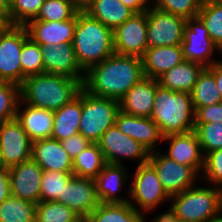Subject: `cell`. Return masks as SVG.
<instances>
[{"label":"cell","mask_w":222,"mask_h":222,"mask_svg":"<svg viewBox=\"0 0 222 222\" xmlns=\"http://www.w3.org/2000/svg\"><path fill=\"white\" fill-rule=\"evenodd\" d=\"M143 77L140 57L114 53L85 72L82 88L93 96L119 101Z\"/></svg>","instance_id":"cell-1"},{"label":"cell","mask_w":222,"mask_h":222,"mask_svg":"<svg viewBox=\"0 0 222 222\" xmlns=\"http://www.w3.org/2000/svg\"><path fill=\"white\" fill-rule=\"evenodd\" d=\"M81 89L79 80L43 73L24 79L20 85V97L24 104L56 111L76 98Z\"/></svg>","instance_id":"cell-2"},{"label":"cell","mask_w":222,"mask_h":222,"mask_svg":"<svg viewBox=\"0 0 222 222\" xmlns=\"http://www.w3.org/2000/svg\"><path fill=\"white\" fill-rule=\"evenodd\" d=\"M72 45L77 61L85 72L115 53L113 30L84 10L76 14Z\"/></svg>","instance_id":"cell-3"},{"label":"cell","mask_w":222,"mask_h":222,"mask_svg":"<svg viewBox=\"0 0 222 222\" xmlns=\"http://www.w3.org/2000/svg\"><path fill=\"white\" fill-rule=\"evenodd\" d=\"M194 108L191 94L172 91L158 84L151 119L158 125L162 137L194 130Z\"/></svg>","instance_id":"cell-4"},{"label":"cell","mask_w":222,"mask_h":222,"mask_svg":"<svg viewBox=\"0 0 222 222\" xmlns=\"http://www.w3.org/2000/svg\"><path fill=\"white\" fill-rule=\"evenodd\" d=\"M195 185L170 197L166 210L176 219L188 222H209L220 212V189L205 183Z\"/></svg>","instance_id":"cell-5"},{"label":"cell","mask_w":222,"mask_h":222,"mask_svg":"<svg viewBox=\"0 0 222 222\" xmlns=\"http://www.w3.org/2000/svg\"><path fill=\"white\" fill-rule=\"evenodd\" d=\"M119 111V101L93 96L82 88L79 133L91 143H97L101 136L115 124Z\"/></svg>","instance_id":"cell-6"},{"label":"cell","mask_w":222,"mask_h":222,"mask_svg":"<svg viewBox=\"0 0 222 222\" xmlns=\"http://www.w3.org/2000/svg\"><path fill=\"white\" fill-rule=\"evenodd\" d=\"M132 175L131 184H127L129 203L137 211L146 215L154 212L159 205L170 201V196L162 187L154 168L147 162L137 165ZM129 186V187H128Z\"/></svg>","instance_id":"cell-7"},{"label":"cell","mask_w":222,"mask_h":222,"mask_svg":"<svg viewBox=\"0 0 222 222\" xmlns=\"http://www.w3.org/2000/svg\"><path fill=\"white\" fill-rule=\"evenodd\" d=\"M148 163L154 168L162 187L171 197L181 193L201 181V176L190 166L181 165L169 159L161 150L150 152Z\"/></svg>","instance_id":"cell-8"},{"label":"cell","mask_w":222,"mask_h":222,"mask_svg":"<svg viewBox=\"0 0 222 222\" xmlns=\"http://www.w3.org/2000/svg\"><path fill=\"white\" fill-rule=\"evenodd\" d=\"M107 164L124 165V159L142 165L148 162L150 152L138 141L123 134L118 126H111L97 142Z\"/></svg>","instance_id":"cell-9"},{"label":"cell","mask_w":222,"mask_h":222,"mask_svg":"<svg viewBox=\"0 0 222 222\" xmlns=\"http://www.w3.org/2000/svg\"><path fill=\"white\" fill-rule=\"evenodd\" d=\"M28 37L25 26H5L0 31V80L22 84L20 55Z\"/></svg>","instance_id":"cell-10"},{"label":"cell","mask_w":222,"mask_h":222,"mask_svg":"<svg viewBox=\"0 0 222 222\" xmlns=\"http://www.w3.org/2000/svg\"><path fill=\"white\" fill-rule=\"evenodd\" d=\"M186 19L150 5L147 10L148 48L181 45Z\"/></svg>","instance_id":"cell-11"},{"label":"cell","mask_w":222,"mask_h":222,"mask_svg":"<svg viewBox=\"0 0 222 222\" xmlns=\"http://www.w3.org/2000/svg\"><path fill=\"white\" fill-rule=\"evenodd\" d=\"M181 47L185 61L197 62L204 67L218 62L212 57L213 52H219V47L209 37L208 30L198 16L186 19Z\"/></svg>","instance_id":"cell-12"},{"label":"cell","mask_w":222,"mask_h":222,"mask_svg":"<svg viewBox=\"0 0 222 222\" xmlns=\"http://www.w3.org/2000/svg\"><path fill=\"white\" fill-rule=\"evenodd\" d=\"M114 51L119 55L142 57L148 48L147 11L135 13L113 30Z\"/></svg>","instance_id":"cell-13"},{"label":"cell","mask_w":222,"mask_h":222,"mask_svg":"<svg viewBox=\"0 0 222 222\" xmlns=\"http://www.w3.org/2000/svg\"><path fill=\"white\" fill-rule=\"evenodd\" d=\"M31 151L32 141L16 118L0 122V152L6 168L31 159Z\"/></svg>","instance_id":"cell-14"},{"label":"cell","mask_w":222,"mask_h":222,"mask_svg":"<svg viewBox=\"0 0 222 222\" xmlns=\"http://www.w3.org/2000/svg\"><path fill=\"white\" fill-rule=\"evenodd\" d=\"M44 73L63 75L82 84L85 71L80 67L72 43L41 45Z\"/></svg>","instance_id":"cell-15"},{"label":"cell","mask_w":222,"mask_h":222,"mask_svg":"<svg viewBox=\"0 0 222 222\" xmlns=\"http://www.w3.org/2000/svg\"><path fill=\"white\" fill-rule=\"evenodd\" d=\"M59 202L85 219L100 204L95 179L73 175L64 185Z\"/></svg>","instance_id":"cell-16"},{"label":"cell","mask_w":222,"mask_h":222,"mask_svg":"<svg viewBox=\"0 0 222 222\" xmlns=\"http://www.w3.org/2000/svg\"><path fill=\"white\" fill-rule=\"evenodd\" d=\"M11 196L40 202L43 169L31 158L8 169Z\"/></svg>","instance_id":"cell-17"},{"label":"cell","mask_w":222,"mask_h":222,"mask_svg":"<svg viewBox=\"0 0 222 222\" xmlns=\"http://www.w3.org/2000/svg\"><path fill=\"white\" fill-rule=\"evenodd\" d=\"M162 141L169 142L168 151L163 152L165 156L181 165L192 167L201 176L204 169V155L194 130L165 136Z\"/></svg>","instance_id":"cell-18"},{"label":"cell","mask_w":222,"mask_h":222,"mask_svg":"<svg viewBox=\"0 0 222 222\" xmlns=\"http://www.w3.org/2000/svg\"><path fill=\"white\" fill-rule=\"evenodd\" d=\"M115 124L123 134L138 141L149 152L160 150L156 147L163 143V137L158 125L151 118L128 115L119 111Z\"/></svg>","instance_id":"cell-19"},{"label":"cell","mask_w":222,"mask_h":222,"mask_svg":"<svg viewBox=\"0 0 222 222\" xmlns=\"http://www.w3.org/2000/svg\"><path fill=\"white\" fill-rule=\"evenodd\" d=\"M155 94L156 79L143 77L119 100V109L128 115L150 118Z\"/></svg>","instance_id":"cell-20"},{"label":"cell","mask_w":222,"mask_h":222,"mask_svg":"<svg viewBox=\"0 0 222 222\" xmlns=\"http://www.w3.org/2000/svg\"><path fill=\"white\" fill-rule=\"evenodd\" d=\"M75 26L76 15L66 21L30 20L25 25L29 37L40 46L72 43Z\"/></svg>","instance_id":"cell-21"},{"label":"cell","mask_w":222,"mask_h":222,"mask_svg":"<svg viewBox=\"0 0 222 222\" xmlns=\"http://www.w3.org/2000/svg\"><path fill=\"white\" fill-rule=\"evenodd\" d=\"M31 158L43 170L73 172V159L59 140L47 138L32 142Z\"/></svg>","instance_id":"cell-22"},{"label":"cell","mask_w":222,"mask_h":222,"mask_svg":"<svg viewBox=\"0 0 222 222\" xmlns=\"http://www.w3.org/2000/svg\"><path fill=\"white\" fill-rule=\"evenodd\" d=\"M128 172L129 170L125 165L106 164L103 167L95 178L97 197L101 203H125L129 201V197L118 195L124 185L129 182Z\"/></svg>","instance_id":"cell-23"},{"label":"cell","mask_w":222,"mask_h":222,"mask_svg":"<svg viewBox=\"0 0 222 222\" xmlns=\"http://www.w3.org/2000/svg\"><path fill=\"white\" fill-rule=\"evenodd\" d=\"M141 60L144 77L154 79L185 61L181 45L147 48Z\"/></svg>","instance_id":"cell-24"},{"label":"cell","mask_w":222,"mask_h":222,"mask_svg":"<svg viewBox=\"0 0 222 222\" xmlns=\"http://www.w3.org/2000/svg\"><path fill=\"white\" fill-rule=\"evenodd\" d=\"M16 119L20 122L32 142L51 138L53 111L36 108L28 104L24 106V102L20 99Z\"/></svg>","instance_id":"cell-25"},{"label":"cell","mask_w":222,"mask_h":222,"mask_svg":"<svg viewBox=\"0 0 222 222\" xmlns=\"http://www.w3.org/2000/svg\"><path fill=\"white\" fill-rule=\"evenodd\" d=\"M82 115V89L70 103L53 111V129L51 138L63 141L79 133V124Z\"/></svg>","instance_id":"cell-26"},{"label":"cell","mask_w":222,"mask_h":222,"mask_svg":"<svg viewBox=\"0 0 222 222\" xmlns=\"http://www.w3.org/2000/svg\"><path fill=\"white\" fill-rule=\"evenodd\" d=\"M205 67L197 62L184 61L157 78L158 84L166 89L191 93L200 73Z\"/></svg>","instance_id":"cell-27"},{"label":"cell","mask_w":222,"mask_h":222,"mask_svg":"<svg viewBox=\"0 0 222 222\" xmlns=\"http://www.w3.org/2000/svg\"><path fill=\"white\" fill-rule=\"evenodd\" d=\"M84 11L112 30L135 14L120 0H93Z\"/></svg>","instance_id":"cell-28"},{"label":"cell","mask_w":222,"mask_h":222,"mask_svg":"<svg viewBox=\"0 0 222 222\" xmlns=\"http://www.w3.org/2000/svg\"><path fill=\"white\" fill-rule=\"evenodd\" d=\"M142 212L129 202L101 203L86 218V222H148Z\"/></svg>","instance_id":"cell-29"},{"label":"cell","mask_w":222,"mask_h":222,"mask_svg":"<svg viewBox=\"0 0 222 222\" xmlns=\"http://www.w3.org/2000/svg\"><path fill=\"white\" fill-rule=\"evenodd\" d=\"M97 143H91L73 159V175L95 179L106 165Z\"/></svg>","instance_id":"cell-30"},{"label":"cell","mask_w":222,"mask_h":222,"mask_svg":"<svg viewBox=\"0 0 222 222\" xmlns=\"http://www.w3.org/2000/svg\"><path fill=\"white\" fill-rule=\"evenodd\" d=\"M190 94L194 111L199 107L222 102L214 75L207 67L200 73Z\"/></svg>","instance_id":"cell-31"},{"label":"cell","mask_w":222,"mask_h":222,"mask_svg":"<svg viewBox=\"0 0 222 222\" xmlns=\"http://www.w3.org/2000/svg\"><path fill=\"white\" fill-rule=\"evenodd\" d=\"M36 205L10 196L0 204V222H35Z\"/></svg>","instance_id":"cell-32"},{"label":"cell","mask_w":222,"mask_h":222,"mask_svg":"<svg viewBox=\"0 0 222 222\" xmlns=\"http://www.w3.org/2000/svg\"><path fill=\"white\" fill-rule=\"evenodd\" d=\"M80 219L72 209L57 201H40L36 205L35 222H78Z\"/></svg>","instance_id":"cell-33"},{"label":"cell","mask_w":222,"mask_h":222,"mask_svg":"<svg viewBox=\"0 0 222 222\" xmlns=\"http://www.w3.org/2000/svg\"><path fill=\"white\" fill-rule=\"evenodd\" d=\"M209 32V37L219 47H222V5L212 0H204L197 15Z\"/></svg>","instance_id":"cell-34"},{"label":"cell","mask_w":222,"mask_h":222,"mask_svg":"<svg viewBox=\"0 0 222 222\" xmlns=\"http://www.w3.org/2000/svg\"><path fill=\"white\" fill-rule=\"evenodd\" d=\"M20 63L22 70V83L28 76L44 73L41 46L35 43L30 37H28L23 43Z\"/></svg>","instance_id":"cell-35"},{"label":"cell","mask_w":222,"mask_h":222,"mask_svg":"<svg viewBox=\"0 0 222 222\" xmlns=\"http://www.w3.org/2000/svg\"><path fill=\"white\" fill-rule=\"evenodd\" d=\"M72 176L73 172L43 170L40 201L59 202L62 199L64 185Z\"/></svg>","instance_id":"cell-36"},{"label":"cell","mask_w":222,"mask_h":222,"mask_svg":"<svg viewBox=\"0 0 222 222\" xmlns=\"http://www.w3.org/2000/svg\"><path fill=\"white\" fill-rule=\"evenodd\" d=\"M79 9L72 0H45L35 19L44 21H66L72 19Z\"/></svg>","instance_id":"cell-37"},{"label":"cell","mask_w":222,"mask_h":222,"mask_svg":"<svg viewBox=\"0 0 222 222\" xmlns=\"http://www.w3.org/2000/svg\"><path fill=\"white\" fill-rule=\"evenodd\" d=\"M194 131L204 156L222 148V122L194 123Z\"/></svg>","instance_id":"cell-38"},{"label":"cell","mask_w":222,"mask_h":222,"mask_svg":"<svg viewBox=\"0 0 222 222\" xmlns=\"http://www.w3.org/2000/svg\"><path fill=\"white\" fill-rule=\"evenodd\" d=\"M20 99V85L0 80V122L16 118Z\"/></svg>","instance_id":"cell-39"},{"label":"cell","mask_w":222,"mask_h":222,"mask_svg":"<svg viewBox=\"0 0 222 222\" xmlns=\"http://www.w3.org/2000/svg\"><path fill=\"white\" fill-rule=\"evenodd\" d=\"M45 0H14L10 5L11 25L25 26L35 19Z\"/></svg>","instance_id":"cell-40"},{"label":"cell","mask_w":222,"mask_h":222,"mask_svg":"<svg viewBox=\"0 0 222 222\" xmlns=\"http://www.w3.org/2000/svg\"><path fill=\"white\" fill-rule=\"evenodd\" d=\"M204 0H156L153 4L162 11L182 16L185 19L196 17Z\"/></svg>","instance_id":"cell-41"},{"label":"cell","mask_w":222,"mask_h":222,"mask_svg":"<svg viewBox=\"0 0 222 222\" xmlns=\"http://www.w3.org/2000/svg\"><path fill=\"white\" fill-rule=\"evenodd\" d=\"M200 179L214 187L222 186V148L204 156V169Z\"/></svg>","instance_id":"cell-42"},{"label":"cell","mask_w":222,"mask_h":222,"mask_svg":"<svg viewBox=\"0 0 222 222\" xmlns=\"http://www.w3.org/2000/svg\"><path fill=\"white\" fill-rule=\"evenodd\" d=\"M222 122V102L199 107L194 113V123Z\"/></svg>","instance_id":"cell-43"},{"label":"cell","mask_w":222,"mask_h":222,"mask_svg":"<svg viewBox=\"0 0 222 222\" xmlns=\"http://www.w3.org/2000/svg\"><path fill=\"white\" fill-rule=\"evenodd\" d=\"M61 144L68 155L74 159L80 152L85 150L91 142L80 133H77L61 141Z\"/></svg>","instance_id":"cell-44"},{"label":"cell","mask_w":222,"mask_h":222,"mask_svg":"<svg viewBox=\"0 0 222 222\" xmlns=\"http://www.w3.org/2000/svg\"><path fill=\"white\" fill-rule=\"evenodd\" d=\"M11 196L8 169L0 170V204Z\"/></svg>","instance_id":"cell-45"},{"label":"cell","mask_w":222,"mask_h":222,"mask_svg":"<svg viewBox=\"0 0 222 222\" xmlns=\"http://www.w3.org/2000/svg\"><path fill=\"white\" fill-rule=\"evenodd\" d=\"M125 6L135 13H143L148 10L149 4L145 0H120Z\"/></svg>","instance_id":"cell-46"},{"label":"cell","mask_w":222,"mask_h":222,"mask_svg":"<svg viewBox=\"0 0 222 222\" xmlns=\"http://www.w3.org/2000/svg\"><path fill=\"white\" fill-rule=\"evenodd\" d=\"M214 75L217 88L220 92L221 101H222V65L219 62L207 67Z\"/></svg>","instance_id":"cell-47"},{"label":"cell","mask_w":222,"mask_h":222,"mask_svg":"<svg viewBox=\"0 0 222 222\" xmlns=\"http://www.w3.org/2000/svg\"><path fill=\"white\" fill-rule=\"evenodd\" d=\"M0 21L5 26H11L10 6L5 0H0Z\"/></svg>","instance_id":"cell-48"},{"label":"cell","mask_w":222,"mask_h":222,"mask_svg":"<svg viewBox=\"0 0 222 222\" xmlns=\"http://www.w3.org/2000/svg\"><path fill=\"white\" fill-rule=\"evenodd\" d=\"M156 212V215H154V217H152V221L150 219L149 222H188V221H182L179 219H176L175 217H173L171 214H169L167 211L163 212L162 214H158Z\"/></svg>","instance_id":"cell-49"},{"label":"cell","mask_w":222,"mask_h":222,"mask_svg":"<svg viewBox=\"0 0 222 222\" xmlns=\"http://www.w3.org/2000/svg\"><path fill=\"white\" fill-rule=\"evenodd\" d=\"M93 0H72L73 4L79 9L84 10Z\"/></svg>","instance_id":"cell-50"},{"label":"cell","mask_w":222,"mask_h":222,"mask_svg":"<svg viewBox=\"0 0 222 222\" xmlns=\"http://www.w3.org/2000/svg\"><path fill=\"white\" fill-rule=\"evenodd\" d=\"M209 222H222V213L219 212L214 218H212Z\"/></svg>","instance_id":"cell-51"},{"label":"cell","mask_w":222,"mask_h":222,"mask_svg":"<svg viewBox=\"0 0 222 222\" xmlns=\"http://www.w3.org/2000/svg\"><path fill=\"white\" fill-rule=\"evenodd\" d=\"M2 169H8V168L5 167L2 156H1V152H0V170Z\"/></svg>","instance_id":"cell-52"},{"label":"cell","mask_w":222,"mask_h":222,"mask_svg":"<svg viewBox=\"0 0 222 222\" xmlns=\"http://www.w3.org/2000/svg\"><path fill=\"white\" fill-rule=\"evenodd\" d=\"M219 189H220V212L222 213V186Z\"/></svg>","instance_id":"cell-53"},{"label":"cell","mask_w":222,"mask_h":222,"mask_svg":"<svg viewBox=\"0 0 222 222\" xmlns=\"http://www.w3.org/2000/svg\"><path fill=\"white\" fill-rule=\"evenodd\" d=\"M218 54L222 55V47L219 48V53ZM221 58H222V56H221ZM218 62L222 65V59L221 60L218 59Z\"/></svg>","instance_id":"cell-54"},{"label":"cell","mask_w":222,"mask_h":222,"mask_svg":"<svg viewBox=\"0 0 222 222\" xmlns=\"http://www.w3.org/2000/svg\"><path fill=\"white\" fill-rule=\"evenodd\" d=\"M149 5H153L155 2H156V0H145Z\"/></svg>","instance_id":"cell-55"},{"label":"cell","mask_w":222,"mask_h":222,"mask_svg":"<svg viewBox=\"0 0 222 222\" xmlns=\"http://www.w3.org/2000/svg\"><path fill=\"white\" fill-rule=\"evenodd\" d=\"M212 1L222 5V0H212Z\"/></svg>","instance_id":"cell-56"},{"label":"cell","mask_w":222,"mask_h":222,"mask_svg":"<svg viewBox=\"0 0 222 222\" xmlns=\"http://www.w3.org/2000/svg\"><path fill=\"white\" fill-rule=\"evenodd\" d=\"M5 27V25L0 21V31Z\"/></svg>","instance_id":"cell-57"},{"label":"cell","mask_w":222,"mask_h":222,"mask_svg":"<svg viewBox=\"0 0 222 222\" xmlns=\"http://www.w3.org/2000/svg\"><path fill=\"white\" fill-rule=\"evenodd\" d=\"M5 1H6V2L9 4V6H10L14 0H5Z\"/></svg>","instance_id":"cell-58"},{"label":"cell","mask_w":222,"mask_h":222,"mask_svg":"<svg viewBox=\"0 0 222 222\" xmlns=\"http://www.w3.org/2000/svg\"><path fill=\"white\" fill-rule=\"evenodd\" d=\"M78 222H86L85 219H80Z\"/></svg>","instance_id":"cell-59"}]
</instances>
